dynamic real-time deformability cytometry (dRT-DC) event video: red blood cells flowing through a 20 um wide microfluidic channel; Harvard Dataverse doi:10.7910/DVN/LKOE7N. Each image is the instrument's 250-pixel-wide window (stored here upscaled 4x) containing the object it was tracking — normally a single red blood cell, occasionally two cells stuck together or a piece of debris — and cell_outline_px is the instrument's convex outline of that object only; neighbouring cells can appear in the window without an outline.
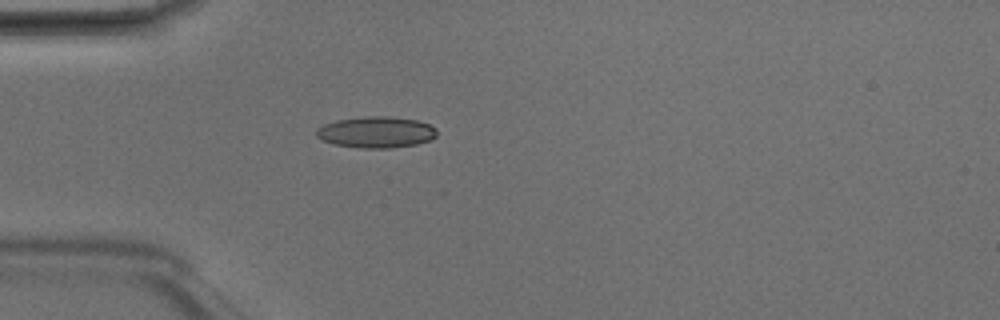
{"species": "Egyptian fruit bat (a non-hibernating species)", "species_latin": "Rousettus aegyptiacus", "temperature_condition": "room temperature", "stored_images_in_passage": 5, "camera_frame_rate_fps": 3000, "um_per_image_px": 0.085, "animal": {"sex": "male"}, "frame": {"image": 1, "passage_image": 5, "time_ms": 1.333, "image_size_px": [1000, 320], "cell_outline_px": [[436, 136], [428, 140], [416, 144], [392, 148], [364, 148], [332, 144], [316, 136], [316, 128], [324, 124], [336, 120], [364, 116], [392, 116], [416, 120], [428, 124], [436, 128]], "centroid_in_image_um": [31.95, 11.23], "position_along_channel_um": 53.0, "area_um2": 21.96}}